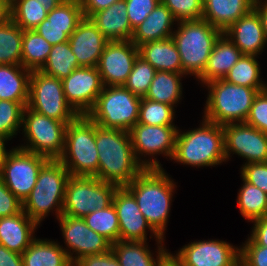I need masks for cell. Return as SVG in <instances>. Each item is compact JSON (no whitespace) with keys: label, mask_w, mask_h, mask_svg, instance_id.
<instances>
[{"label":"cell","mask_w":267,"mask_h":266,"mask_svg":"<svg viewBox=\"0 0 267 266\" xmlns=\"http://www.w3.org/2000/svg\"><path fill=\"white\" fill-rule=\"evenodd\" d=\"M98 151L96 178L118 187H126L144 169L136 159L128 131L102 128L95 123Z\"/></svg>","instance_id":"1"},{"label":"cell","mask_w":267,"mask_h":266,"mask_svg":"<svg viewBox=\"0 0 267 266\" xmlns=\"http://www.w3.org/2000/svg\"><path fill=\"white\" fill-rule=\"evenodd\" d=\"M176 187L174 180L169 177L163 167L144 168L126 186L134 195L142 215L163 239Z\"/></svg>","instance_id":"2"},{"label":"cell","mask_w":267,"mask_h":266,"mask_svg":"<svg viewBox=\"0 0 267 266\" xmlns=\"http://www.w3.org/2000/svg\"><path fill=\"white\" fill-rule=\"evenodd\" d=\"M199 125L184 132L178 128L171 161L197 168L215 167L226 162L222 125L205 119Z\"/></svg>","instance_id":"3"},{"label":"cell","mask_w":267,"mask_h":266,"mask_svg":"<svg viewBox=\"0 0 267 266\" xmlns=\"http://www.w3.org/2000/svg\"><path fill=\"white\" fill-rule=\"evenodd\" d=\"M172 34L182 63V73L196 79L204 72L208 58L222 31L203 19L177 22Z\"/></svg>","instance_id":"4"},{"label":"cell","mask_w":267,"mask_h":266,"mask_svg":"<svg viewBox=\"0 0 267 266\" xmlns=\"http://www.w3.org/2000/svg\"><path fill=\"white\" fill-rule=\"evenodd\" d=\"M208 96L203 119L219 125L245 122L253 100L258 92L266 89H254L235 85L224 79L204 84Z\"/></svg>","instance_id":"5"},{"label":"cell","mask_w":267,"mask_h":266,"mask_svg":"<svg viewBox=\"0 0 267 266\" xmlns=\"http://www.w3.org/2000/svg\"><path fill=\"white\" fill-rule=\"evenodd\" d=\"M69 174L59 160H49L39 171L37 182L23 202V211L39 225L55 211L56 218L62 215L64 196Z\"/></svg>","instance_id":"6"},{"label":"cell","mask_w":267,"mask_h":266,"mask_svg":"<svg viewBox=\"0 0 267 266\" xmlns=\"http://www.w3.org/2000/svg\"><path fill=\"white\" fill-rule=\"evenodd\" d=\"M98 156L95 122L87 114L78 115L66 126L64 150L58 160L71 176H94Z\"/></svg>","instance_id":"7"},{"label":"cell","mask_w":267,"mask_h":266,"mask_svg":"<svg viewBox=\"0 0 267 266\" xmlns=\"http://www.w3.org/2000/svg\"><path fill=\"white\" fill-rule=\"evenodd\" d=\"M141 99L123 85L104 86L87 115L102 128L129 131L138 123Z\"/></svg>","instance_id":"8"},{"label":"cell","mask_w":267,"mask_h":266,"mask_svg":"<svg viewBox=\"0 0 267 266\" xmlns=\"http://www.w3.org/2000/svg\"><path fill=\"white\" fill-rule=\"evenodd\" d=\"M68 123L41 115L26 106L22 120V134L26 145L18 147L49 160H58L64 150L65 130Z\"/></svg>","instance_id":"9"},{"label":"cell","mask_w":267,"mask_h":266,"mask_svg":"<svg viewBox=\"0 0 267 266\" xmlns=\"http://www.w3.org/2000/svg\"><path fill=\"white\" fill-rule=\"evenodd\" d=\"M118 186L95 176H70L66 185L62 214L80 217L113 204Z\"/></svg>","instance_id":"10"},{"label":"cell","mask_w":267,"mask_h":266,"mask_svg":"<svg viewBox=\"0 0 267 266\" xmlns=\"http://www.w3.org/2000/svg\"><path fill=\"white\" fill-rule=\"evenodd\" d=\"M27 107L62 122H71L79 115L66 101L62 80L40 70L31 71Z\"/></svg>","instance_id":"11"},{"label":"cell","mask_w":267,"mask_h":266,"mask_svg":"<svg viewBox=\"0 0 267 266\" xmlns=\"http://www.w3.org/2000/svg\"><path fill=\"white\" fill-rule=\"evenodd\" d=\"M48 161L44 156L14 147L4 152L0 161V178L23 203L34 188L39 171Z\"/></svg>","instance_id":"12"},{"label":"cell","mask_w":267,"mask_h":266,"mask_svg":"<svg viewBox=\"0 0 267 266\" xmlns=\"http://www.w3.org/2000/svg\"><path fill=\"white\" fill-rule=\"evenodd\" d=\"M177 130V126H157L136 123L128 131L135 157L144 168H162L157 157L154 158L158 155L172 159L175 151Z\"/></svg>","instance_id":"13"},{"label":"cell","mask_w":267,"mask_h":266,"mask_svg":"<svg viewBox=\"0 0 267 266\" xmlns=\"http://www.w3.org/2000/svg\"><path fill=\"white\" fill-rule=\"evenodd\" d=\"M181 266H240V246L223 240H198L171 254Z\"/></svg>","instance_id":"14"},{"label":"cell","mask_w":267,"mask_h":266,"mask_svg":"<svg viewBox=\"0 0 267 266\" xmlns=\"http://www.w3.org/2000/svg\"><path fill=\"white\" fill-rule=\"evenodd\" d=\"M58 221L66 245L63 249L72 264L84 256L106 253L111 249V243L90 229L83 218L62 214Z\"/></svg>","instance_id":"15"},{"label":"cell","mask_w":267,"mask_h":266,"mask_svg":"<svg viewBox=\"0 0 267 266\" xmlns=\"http://www.w3.org/2000/svg\"><path fill=\"white\" fill-rule=\"evenodd\" d=\"M226 162L231 154L245 159V164L267 162V135L246 122L222 126Z\"/></svg>","instance_id":"16"},{"label":"cell","mask_w":267,"mask_h":266,"mask_svg":"<svg viewBox=\"0 0 267 266\" xmlns=\"http://www.w3.org/2000/svg\"><path fill=\"white\" fill-rule=\"evenodd\" d=\"M139 56L131 40L108 41L97 64L104 86L124 85Z\"/></svg>","instance_id":"17"},{"label":"cell","mask_w":267,"mask_h":266,"mask_svg":"<svg viewBox=\"0 0 267 266\" xmlns=\"http://www.w3.org/2000/svg\"><path fill=\"white\" fill-rule=\"evenodd\" d=\"M113 205L119 221V240L147 241L148 231L152 234L150 238L154 237L156 242L165 240L147 222L140 212L134 195L126 187L117 188Z\"/></svg>","instance_id":"18"},{"label":"cell","mask_w":267,"mask_h":266,"mask_svg":"<svg viewBox=\"0 0 267 266\" xmlns=\"http://www.w3.org/2000/svg\"><path fill=\"white\" fill-rule=\"evenodd\" d=\"M62 83L66 101L79 115L94 107L104 88L97 67L77 68Z\"/></svg>","instance_id":"19"},{"label":"cell","mask_w":267,"mask_h":266,"mask_svg":"<svg viewBox=\"0 0 267 266\" xmlns=\"http://www.w3.org/2000/svg\"><path fill=\"white\" fill-rule=\"evenodd\" d=\"M84 18L79 0H64L34 30L51 45L67 42Z\"/></svg>","instance_id":"20"},{"label":"cell","mask_w":267,"mask_h":266,"mask_svg":"<svg viewBox=\"0 0 267 266\" xmlns=\"http://www.w3.org/2000/svg\"><path fill=\"white\" fill-rule=\"evenodd\" d=\"M108 41L90 18L85 17L68 40L80 67H97Z\"/></svg>","instance_id":"21"},{"label":"cell","mask_w":267,"mask_h":266,"mask_svg":"<svg viewBox=\"0 0 267 266\" xmlns=\"http://www.w3.org/2000/svg\"><path fill=\"white\" fill-rule=\"evenodd\" d=\"M223 33L239 48L242 55L259 58L258 55L262 54L267 44L261 17L254 8Z\"/></svg>","instance_id":"22"},{"label":"cell","mask_w":267,"mask_h":266,"mask_svg":"<svg viewBox=\"0 0 267 266\" xmlns=\"http://www.w3.org/2000/svg\"><path fill=\"white\" fill-rule=\"evenodd\" d=\"M40 225L32 220L24 211L0 218V245L8 250L22 254L36 239L37 227Z\"/></svg>","instance_id":"23"},{"label":"cell","mask_w":267,"mask_h":266,"mask_svg":"<svg viewBox=\"0 0 267 266\" xmlns=\"http://www.w3.org/2000/svg\"><path fill=\"white\" fill-rule=\"evenodd\" d=\"M164 241H157V255L148 247L147 241H122L111 244V249L118 258L120 266H160L171 253L164 246Z\"/></svg>","instance_id":"24"},{"label":"cell","mask_w":267,"mask_h":266,"mask_svg":"<svg viewBox=\"0 0 267 266\" xmlns=\"http://www.w3.org/2000/svg\"><path fill=\"white\" fill-rule=\"evenodd\" d=\"M176 23L171 11L160 2L146 19L133 29L131 41L139 47L147 42L171 38Z\"/></svg>","instance_id":"25"},{"label":"cell","mask_w":267,"mask_h":266,"mask_svg":"<svg viewBox=\"0 0 267 266\" xmlns=\"http://www.w3.org/2000/svg\"><path fill=\"white\" fill-rule=\"evenodd\" d=\"M255 0H203V20L220 31H226L234 22L254 8Z\"/></svg>","instance_id":"26"},{"label":"cell","mask_w":267,"mask_h":266,"mask_svg":"<svg viewBox=\"0 0 267 266\" xmlns=\"http://www.w3.org/2000/svg\"><path fill=\"white\" fill-rule=\"evenodd\" d=\"M90 20L109 41L131 40L133 29L127 15L126 1H118L94 13Z\"/></svg>","instance_id":"27"},{"label":"cell","mask_w":267,"mask_h":266,"mask_svg":"<svg viewBox=\"0 0 267 266\" xmlns=\"http://www.w3.org/2000/svg\"><path fill=\"white\" fill-rule=\"evenodd\" d=\"M242 56L239 48L223 33L216 41L204 72L197 78L201 84L224 79Z\"/></svg>","instance_id":"28"},{"label":"cell","mask_w":267,"mask_h":266,"mask_svg":"<svg viewBox=\"0 0 267 266\" xmlns=\"http://www.w3.org/2000/svg\"><path fill=\"white\" fill-rule=\"evenodd\" d=\"M139 56L156 71L182 73V63L172 38L151 41L138 47Z\"/></svg>","instance_id":"29"},{"label":"cell","mask_w":267,"mask_h":266,"mask_svg":"<svg viewBox=\"0 0 267 266\" xmlns=\"http://www.w3.org/2000/svg\"><path fill=\"white\" fill-rule=\"evenodd\" d=\"M24 266H71L72 263L57 241L36 238L21 254Z\"/></svg>","instance_id":"30"},{"label":"cell","mask_w":267,"mask_h":266,"mask_svg":"<svg viewBox=\"0 0 267 266\" xmlns=\"http://www.w3.org/2000/svg\"><path fill=\"white\" fill-rule=\"evenodd\" d=\"M31 70L22 65H0V100L28 102Z\"/></svg>","instance_id":"31"},{"label":"cell","mask_w":267,"mask_h":266,"mask_svg":"<svg viewBox=\"0 0 267 266\" xmlns=\"http://www.w3.org/2000/svg\"><path fill=\"white\" fill-rule=\"evenodd\" d=\"M184 77L183 73L156 71L144 98L175 107L182 100L181 80Z\"/></svg>","instance_id":"32"},{"label":"cell","mask_w":267,"mask_h":266,"mask_svg":"<svg viewBox=\"0 0 267 266\" xmlns=\"http://www.w3.org/2000/svg\"><path fill=\"white\" fill-rule=\"evenodd\" d=\"M77 68H80V66L67 41L52 45L45 64L39 70L47 75L63 80Z\"/></svg>","instance_id":"33"},{"label":"cell","mask_w":267,"mask_h":266,"mask_svg":"<svg viewBox=\"0 0 267 266\" xmlns=\"http://www.w3.org/2000/svg\"><path fill=\"white\" fill-rule=\"evenodd\" d=\"M261 68L256 56L242 55L229 70L224 80L235 85L254 89H267V82L260 78Z\"/></svg>","instance_id":"34"},{"label":"cell","mask_w":267,"mask_h":266,"mask_svg":"<svg viewBox=\"0 0 267 266\" xmlns=\"http://www.w3.org/2000/svg\"><path fill=\"white\" fill-rule=\"evenodd\" d=\"M242 181L236 199L240 214L248 222L267 216V194L253 184Z\"/></svg>","instance_id":"35"},{"label":"cell","mask_w":267,"mask_h":266,"mask_svg":"<svg viewBox=\"0 0 267 266\" xmlns=\"http://www.w3.org/2000/svg\"><path fill=\"white\" fill-rule=\"evenodd\" d=\"M52 45L35 30H25L22 39L21 65L31 71L39 70L46 62Z\"/></svg>","instance_id":"36"},{"label":"cell","mask_w":267,"mask_h":266,"mask_svg":"<svg viewBox=\"0 0 267 266\" xmlns=\"http://www.w3.org/2000/svg\"><path fill=\"white\" fill-rule=\"evenodd\" d=\"M23 33L11 19L0 25V65H21Z\"/></svg>","instance_id":"37"},{"label":"cell","mask_w":267,"mask_h":266,"mask_svg":"<svg viewBox=\"0 0 267 266\" xmlns=\"http://www.w3.org/2000/svg\"><path fill=\"white\" fill-rule=\"evenodd\" d=\"M87 226L111 244L119 241V221L114 205L96 210L83 217Z\"/></svg>","instance_id":"38"},{"label":"cell","mask_w":267,"mask_h":266,"mask_svg":"<svg viewBox=\"0 0 267 266\" xmlns=\"http://www.w3.org/2000/svg\"><path fill=\"white\" fill-rule=\"evenodd\" d=\"M11 20L25 30H34L44 19L48 12L37 0H16L10 8Z\"/></svg>","instance_id":"39"},{"label":"cell","mask_w":267,"mask_h":266,"mask_svg":"<svg viewBox=\"0 0 267 266\" xmlns=\"http://www.w3.org/2000/svg\"><path fill=\"white\" fill-rule=\"evenodd\" d=\"M28 102L0 100V136L13 139L22 129L23 111Z\"/></svg>","instance_id":"40"},{"label":"cell","mask_w":267,"mask_h":266,"mask_svg":"<svg viewBox=\"0 0 267 266\" xmlns=\"http://www.w3.org/2000/svg\"><path fill=\"white\" fill-rule=\"evenodd\" d=\"M175 113V107L143 97L140 104L138 123L157 126H176L173 123Z\"/></svg>","instance_id":"41"},{"label":"cell","mask_w":267,"mask_h":266,"mask_svg":"<svg viewBox=\"0 0 267 266\" xmlns=\"http://www.w3.org/2000/svg\"><path fill=\"white\" fill-rule=\"evenodd\" d=\"M155 73L156 69H154L143 58L138 56L133 65V69L123 86L134 95L143 98L148 92Z\"/></svg>","instance_id":"42"},{"label":"cell","mask_w":267,"mask_h":266,"mask_svg":"<svg viewBox=\"0 0 267 266\" xmlns=\"http://www.w3.org/2000/svg\"><path fill=\"white\" fill-rule=\"evenodd\" d=\"M177 22L199 20L203 17V0H160Z\"/></svg>","instance_id":"43"},{"label":"cell","mask_w":267,"mask_h":266,"mask_svg":"<svg viewBox=\"0 0 267 266\" xmlns=\"http://www.w3.org/2000/svg\"><path fill=\"white\" fill-rule=\"evenodd\" d=\"M245 122L267 135V89L255 96Z\"/></svg>","instance_id":"44"},{"label":"cell","mask_w":267,"mask_h":266,"mask_svg":"<svg viewBox=\"0 0 267 266\" xmlns=\"http://www.w3.org/2000/svg\"><path fill=\"white\" fill-rule=\"evenodd\" d=\"M240 266H267V247L257 245L248 236L240 246Z\"/></svg>","instance_id":"45"},{"label":"cell","mask_w":267,"mask_h":266,"mask_svg":"<svg viewBox=\"0 0 267 266\" xmlns=\"http://www.w3.org/2000/svg\"><path fill=\"white\" fill-rule=\"evenodd\" d=\"M127 7V15L130 26L134 29L141 24L146 17L161 2L160 0H125Z\"/></svg>","instance_id":"46"},{"label":"cell","mask_w":267,"mask_h":266,"mask_svg":"<svg viewBox=\"0 0 267 266\" xmlns=\"http://www.w3.org/2000/svg\"><path fill=\"white\" fill-rule=\"evenodd\" d=\"M240 173L242 180L253 184L267 194V162L243 164Z\"/></svg>","instance_id":"47"},{"label":"cell","mask_w":267,"mask_h":266,"mask_svg":"<svg viewBox=\"0 0 267 266\" xmlns=\"http://www.w3.org/2000/svg\"><path fill=\"white\" fill-rule=\"evenodd\" d=\"M23 211V203L7 188L0 178V218Z\"/></svg>","instance_id":"48"},{"label":"cell","mask_w":267,"mask_h":266,"mask_svg":"<svg viewBox=\"0 0 267 266\" xmlns=\"http://www.w3.org/2000/svg\"><path fill=\"white\" fill-rule=\"evenodd\" d=\"M75 266H120L112 249L106 253L84 256L74 263Z\"/></svg>","instance_id":"49"},{"label":"cell","mask_w":267,"mask_h":266,"mask_svg":"<svg viewBox=\"0 0 267 266\" xmlns=\"http://www.w3.org/2000/svg\"><path fill=\"white\" fill-rule=\"evenodd\" d=\"M250 238L260 246L267 247V216L252 221Z\"/></svg>","instance_id":"50"},{"label":"cell","mask_w":267,"mask_h":266,"mask_svg":"<svg viewBox=\"0 0 267 266\" xmlns=\"http://www.w3.org/2000/svg\"><path fill=\"white\" fill-rule=\"evenodd\" d=\"M85 18H90L94 13L106 9L121 0H79Z\"/></svg>","instance_id":"51"},{"label":"cell","mask_w":267,"mask_h":266,"mask_svg":"<svg viewBox=\"0 0 267 266\" xmlns=\"http://www.w3.org/2000/svg\"><path fill=\"white\" fill-rule=\"evenodd\" d=\"M0 266H24L22 255L0 245Z\"/></svg>","instance_id":"52"},{"label":"cell","mask_w":267,"mask_h":266,"mask_svg":"<svg viewBox=\"0 0 267 266\" xmlns=\"http://www.w3.org/2000/svg\"><path fill=\"white\" fill-rule=\"evenodd\" d=\"M254 9L261 17L264 33L267 38V0H255Z\"/></svg>","instance_id":"53"},{"label":"cell","mask_w":267,"mask_h":266,"mask_svg":"<svg viewBox=\"0 0 267 266\" xmlns=\"http://www.w3.org/2000/svg\"><path fill=\"white\" fill-rule=\"evenodd\" d=\"M11 19L10 7L0 1V25Z\"/></svg>","instance_id":"54"},{"label":"cell","mask_w":267,"mask_h":266,"mask_svg":"<svg viewBox=\"0 0 267 266\" xmlns=\"http://www.w3.org/2000/svg\"><path fill=\"white\" fill-rule=\"evenodd\" d=\"M41 3L47 12H50L52 9L60 5L64 0H37Z\"/></svg>","instance_id":"55"},{"label":"cell","mask_w":267,"mask_h":266,"mask_svg":"<svg viewBox=\"0 0 267 266\" xmlns=\"http://www.w3.org/2000/svg\"><path fill=\"white\" fill-rule=\"evenodd\" d=\"M160 266H181L170 254L164 259Z\"/></svg>","instance_id":"56"},{"label":"cell","mask_w":267,"mask_h":266,"mask_svg":"<svg viewBox=\"0 0 267 266\" xmlns=\"http://www.w3.org/2000/svg\"><path fill=\"white\" fill-rule=\"evenodd\" d=\"M6 143L8 142L0 136V161L3 158L4 152L7 150L5 147Z\"/></svg>","instance_id":"57"},{"label":"cell","mask_w":267,"mask_h":266,"mask_svg":"<svg viewBox=\"0 0 267 266\" xmlns=\"http://www.w3.org/2000/svg\"><path fill=\"white\" fill-rule=\"evenodd\" d=\"M3 3H5L7 6H9L10 8L14 5L16 0H0Z\"/></svg>","instance_id":"58"}]
</instances>
